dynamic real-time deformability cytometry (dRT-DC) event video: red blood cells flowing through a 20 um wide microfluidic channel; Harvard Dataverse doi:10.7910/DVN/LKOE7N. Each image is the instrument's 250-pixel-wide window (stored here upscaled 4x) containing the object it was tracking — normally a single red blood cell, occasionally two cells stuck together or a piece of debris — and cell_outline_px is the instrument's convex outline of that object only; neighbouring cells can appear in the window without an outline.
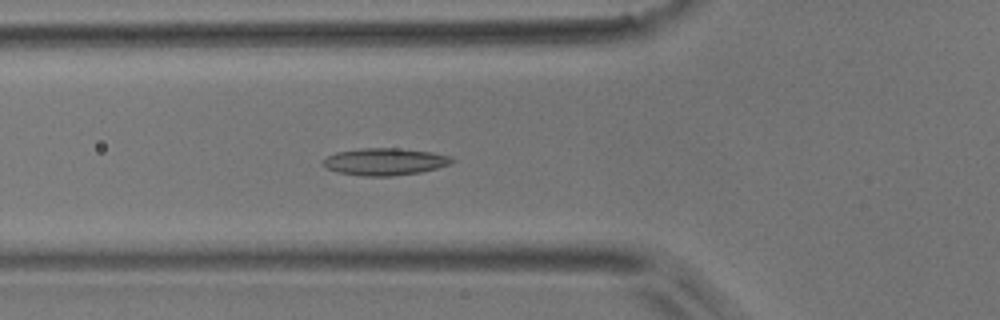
{"species": "common noctule bat (a hibernating species)", "species_latin": "Nyctalus noctula", "temperature_condition": "room temperature", "stored_images_in_passage": 50, "camera_frame_rate_fps": 3000, "um_per_image_px": 0.085, "animal": {"sex": "male", "body_mass_g": 17.9}, "frame": {"image": 1, "passage_image": 17, "time_ms": 5.333, "image_size_px": [1000, 320], "cell_outline_px": [[456, 160], [452, 164], [420, 172], [392, 176], [360, 176], [336, 172], [320, 164], [328, 156], [336, 152], [360, 148], [396, 148], [432, 152], [452, 156]], "centroid_in_image_um": [32.72, 13.74], "position_along_channel_um": 93.1, "area_um2": 20.52}}
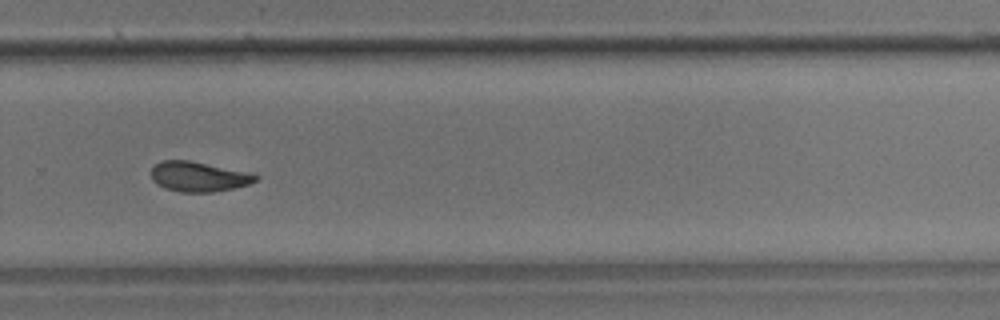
{"frame": {"image": 2, "passage_image": 34, "time_ms": 11.0, "image_size_px": [1000, 320], "cell_outline_px": [[260, 176], [256, 180], [248, 184], [232, 188], [212, 192], [180, 192], [164, 188], [156, 184], [152, 180], [152, 168], [160, 160], [188, 160], [248, 172]], "centroid_in_image_um": [16.84, 15.01], "position_along_channel_um": 313.0, "area_um2": 18.09}}
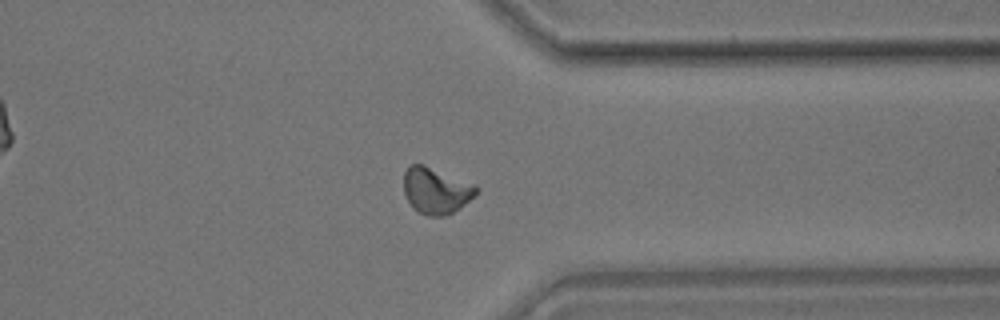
{"frame": {"image": 3, "passage_image": 39, "time_ms": 12.667, "image_size_px": [1000, 320], "cell_outline_px": [[480, 188], [460, 208], [444, 216], [428, 216], [420, 212], [408, 200], [404, 192], [404, 172], [408, 164], [424, 164], [476, 184]], "centroid_in_image_um": [37.06, 16.16], "position_along_channel_um": 374.3, "area_um2": 19.42}, "authors_computed_cell_mechanics": {"area_um2": 18.9873, "velocity_mm_per_s": 3.8819, "shape_relaxation_time_tau1_ms": null, "shape_relaxation_time_tau2_ms": 4.9379, "deformation_change_tau1": null, "deformation_change_tau2": 0.105}}